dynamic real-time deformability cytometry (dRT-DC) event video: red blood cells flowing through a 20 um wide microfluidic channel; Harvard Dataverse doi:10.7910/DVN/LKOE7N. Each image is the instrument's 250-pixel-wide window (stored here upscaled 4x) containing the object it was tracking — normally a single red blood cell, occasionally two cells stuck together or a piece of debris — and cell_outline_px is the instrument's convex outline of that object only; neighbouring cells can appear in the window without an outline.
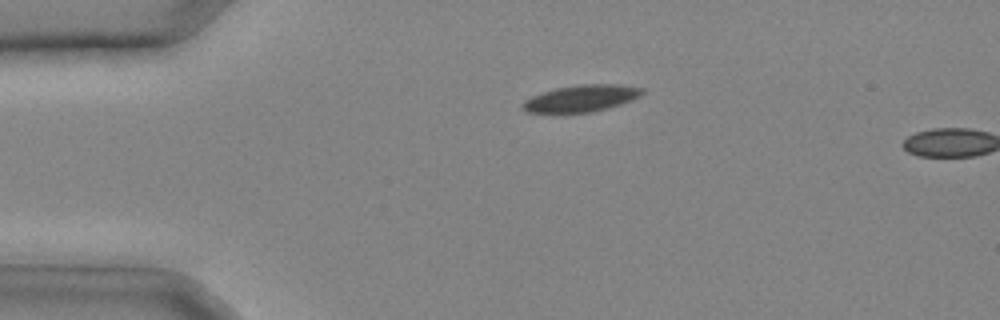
{"species": "common noctule bat (a hibernating species)", "species_latin": "Nyctalus noctula", "temperature_condition": "cold", "stored_images_in_passage": 4, "camera_frame_rate_fps": 3000, "um_per_image_px": 0.085, "animal": {"sex": "male", "body_mass_g": 20.4}, "frame": {"image": 1, "passage_image": 3, "time_ms": 0.667, "image_size_px": [1000, 320], "cell_outline_px": [[644, 92], [640, 96], [632, 100], [620, 104], [588, 112], [524, 112], [520, 108], [520, 104], [524, 100], [532, 96], [556, 88], [580, 84], [616, 84], [644, 88]], "centroid_in_image_um": [49.38, 8.35], "position_along_channel_um": 35.6, "area_um2": 18.44}}